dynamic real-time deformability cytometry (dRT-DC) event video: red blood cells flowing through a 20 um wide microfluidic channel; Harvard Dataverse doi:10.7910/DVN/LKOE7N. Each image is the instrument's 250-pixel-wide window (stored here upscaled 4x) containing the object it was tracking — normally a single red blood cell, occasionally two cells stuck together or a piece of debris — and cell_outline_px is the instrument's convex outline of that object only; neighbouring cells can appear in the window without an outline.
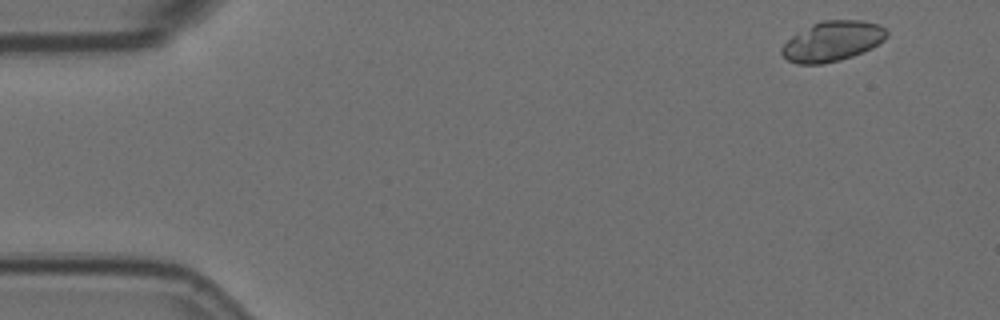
{"species": "Egyptian fruit bat (a non-hibernating species)", "species_latin": "Rousettus aegyptiacus", "temperature_condition": "room temperature", "stored_images_in_passage": 9, "camera_frame_rate_fps": 3000, "um_per_image_px": 0.085, "animal": {"sex": "female"}, "frame": {"image": 1, "passage_image": 1, "time_ms": 0.0, "image_size_px": [1000, 320], "cell_outline_px": [[888, 36], [884, 40], [872, 48], [852, 56], [840, 60], [820, 64], [796, 64], [788, 60], [780, 52], [780, 48], [792, 36], [812, 24], [820, 20], [864, 20], [880, 24], [888, 32]], "centroid_in_image_um": [70.77, 3.5], "position_along_channel_um": 14.2, "area_um2": 24.57}}
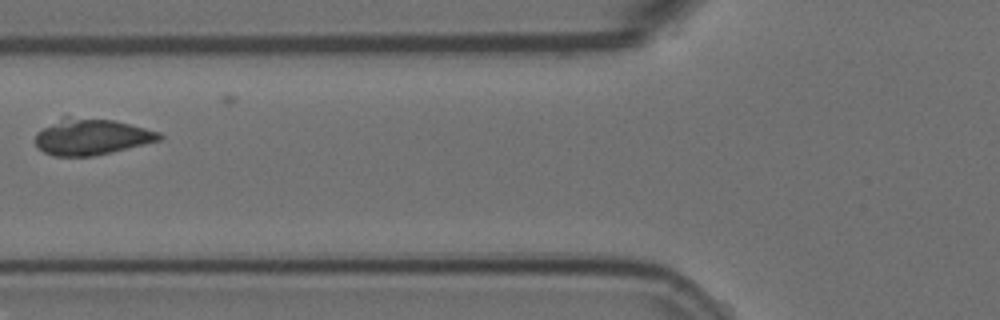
{"frame": {"image": 2, "passage_image": 6, "time_ms": 1.667, "image_size_px": [1000, 320], "cell_outline_px": [[164, 136], [160, 140], [96, 156], [52, 156], [44, 152], [36, 144], [36, 132], [64, 116], [68, 116], [112, 120], [160, 132]], "centroid_in_image_um": [7.76, 11.63], "position_along_channel_um": 118.0, "area_um2": 25.95}}
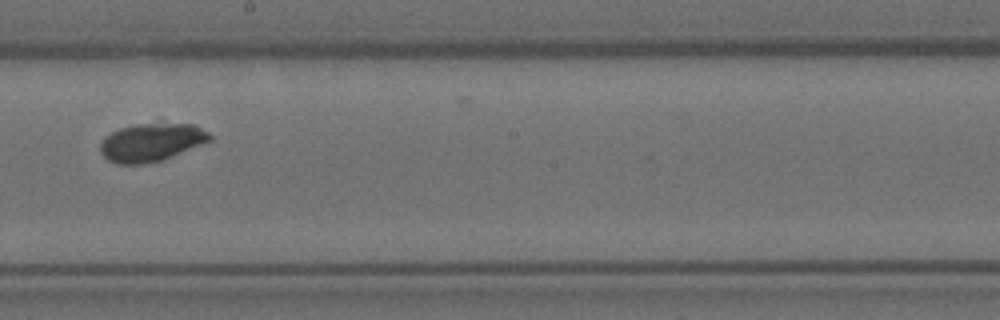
{"frame": {"image": 3, "passage_image": 9, "time_ms": 2.667, "image_size_px": [1000, 320], "cell_outline_px": [[212, 140], [172, 156], [160, 160], [140, 164], [116, 164], [108, 160], [100, 152], [100, 144], [112, 132], [120, 128], [136, 124], [192, 124], [208, 132], [212, 136]], "centroid_in_image_um": [12.86, 12.1], "position_along_channel_um": 235.3, "area_um2": 23.81}}